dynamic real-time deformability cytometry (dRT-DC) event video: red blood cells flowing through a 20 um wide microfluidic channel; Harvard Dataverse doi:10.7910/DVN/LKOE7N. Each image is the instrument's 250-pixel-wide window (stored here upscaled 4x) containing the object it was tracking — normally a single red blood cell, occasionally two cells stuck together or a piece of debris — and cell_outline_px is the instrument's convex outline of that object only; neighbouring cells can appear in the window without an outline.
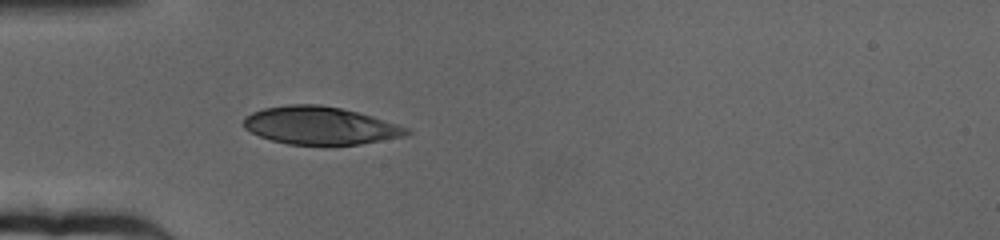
{"species": "human", "species_latin": "Homo sapiens", "temperature_condition": "cold", "stored_images_in_passage": 46, "camera_frame_rate_fps": 3000, "um_per_image_px": 0.085, "donor": {"sex": "female"}, "frame": {"image": 1, "passage_image": 1, "time_ms": 0.0, "image_size_px": [1000, 240], "cell_outline_px": [[412, 132], [404, 136], [360, 144], [288, 144], [272, 140], [260, 136], [244, 128], [244, 116], [252, 112], [264, 108], [288, 104], [320, 104], [340, 108], [372, 116], [408, 128]], "centroid_in_image_um": [27.19, 10.66], "position_along_channel_um": 57.8, "area_um2": 35.55}}
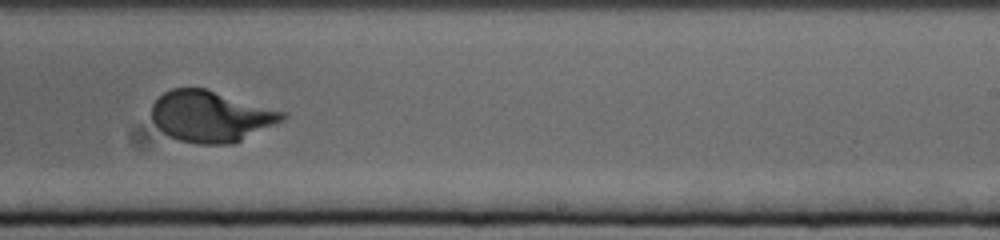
{"frame": {"image": 2, "passage_image": 22, "time_ms": 7.0, "image_size_px": [1000, 240], "cell_outline_px": [[288, 112], [284, 120], [232, 144], [200, 144], [180, 140], [168, 136], [152, 120], [152, 104], [164, 92], [172, 88], [204, 88]], "centroid_in_image_um": [17.94, 9.88], "position_along_channel_um": 271.1, "area_um2": 38.78}}
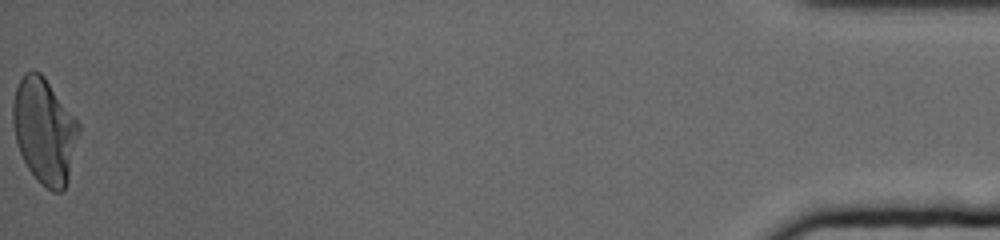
{"frame": {"image": 3, "passage_image": 46, "time_ms": 15.0, "image_size_px": [1000, 240], "cell_outline_px": [[80, 128], [68, 180], [64, 188], [60, 192], [52, 192], [40, 184], [36, 180], [28, 168], [20, 152], [16, 140], [12, 120], [12, 104], [16, 88], [24, 72], [32, 68], [40, 72], [44, 76], [80, 124]], "centroid_in_image_um": [3.76, 11.11], "position_along_channel_um": 431.4, "area_um2": 40.46}, "authors_computed_cell_mechanics": {"area_um2": 39.1306, "velocity_mm_per_s": 3.1339, "shape_relaxation_time_tau1_ms": 3.7876, "shape_relaxation_time_tau2_ms": null, "deformation_change_tau1": 0.1902, "deformation_change_tau2": null}}